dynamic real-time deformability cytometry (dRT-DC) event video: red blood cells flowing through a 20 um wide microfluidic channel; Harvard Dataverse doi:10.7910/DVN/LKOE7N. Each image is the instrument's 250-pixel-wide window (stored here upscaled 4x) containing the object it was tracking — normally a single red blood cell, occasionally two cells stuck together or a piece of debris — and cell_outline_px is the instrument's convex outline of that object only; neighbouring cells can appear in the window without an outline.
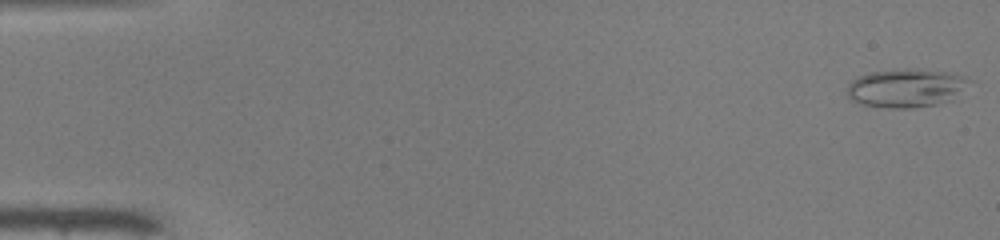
{"species": "common noctule bat (a hibernating species)", "species_latin": "Nyctalus noctula", "temperature_condition": "warm", "stored_images_in_passage": 50, "camera_frame_rate_fps": 3000, "um_per_image_px": 0.085, "animal": {"sex": "male", "body_mass_g": 19.0, "forearm_length_mm": 50.8}, "frame": {"image": 1, "passage_image": 1, "time_ms": 0.0, "image_size_px": [1000, 240], "cell_outline_px": [[976, 80], [952, 100], [936, 104], [912, 108], [888, 108], [864, 104], [852, 100], [848, 96], [848, 84], [856, 76], [872, 72], [900, 68], [920, 68], [952, 72], [968, 76]], "centroid_in_image_um": [77.12, 7.45], "position_along_channel_um": 7.9, "area_um2": 28.15}}
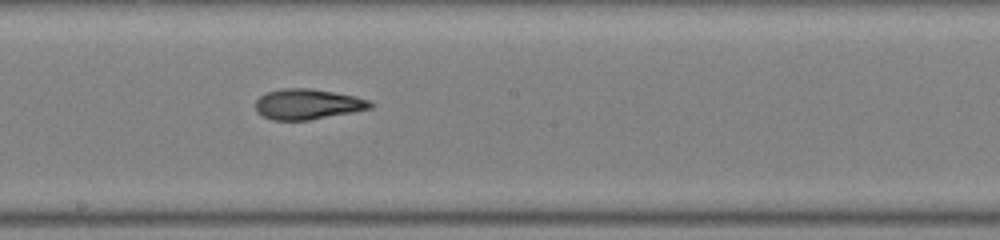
{"frame": {"image": 2, "passage_image": 28, "time_ms": 9.0, "image_size_px": [1000, 240], "cell_outline_px": [[372, 108], [352, 112], [308, 120], [272, 120], [256, 112], [256, 100], [260, 96], [268, 92], [280, 88], [312, 88], [356, 96], [368, 100], [372, 104]], "centroid_in_image_um": [26.13, 8.85], "position_along_channel_um": 222.1, "area_um2": 20.29}}
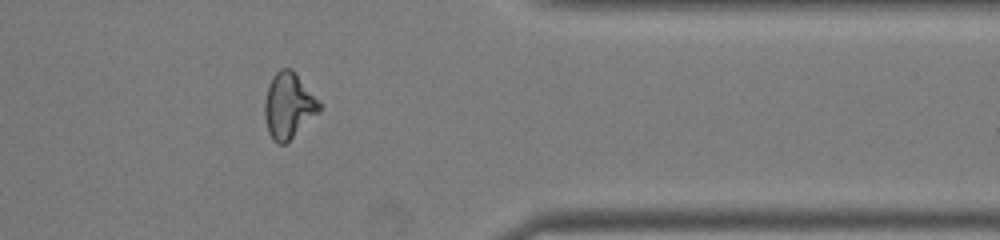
{"frame": {"image": 3, "passage_image": 41, "time_ms": 13.333, "image_size_px": [1000, 240], "cell_outline_px": [[320, 112], [284, 144], [280, 144], [272, 140], [268, 132], [264, 116], [264, 100], [268, 84], [272, 76], [280, 68], [292, 68], [296, 72], [320, 104]], "centroid_in_image_um": [24.49, 8.96], "position_along_channel_um": 386.9, "area_um2": 20.87}, "authors_computed_cell_mechanics": {"area_um2": 21.1259, "velocity_mm_per_s": 4.0898, "shape_relaxation_time_tau1_ms": null, "shape_relaxation_time_tau2_ms": 2.4134, "deformation_change_tau1": null, "deformation_change_tau2": 0.0883}}